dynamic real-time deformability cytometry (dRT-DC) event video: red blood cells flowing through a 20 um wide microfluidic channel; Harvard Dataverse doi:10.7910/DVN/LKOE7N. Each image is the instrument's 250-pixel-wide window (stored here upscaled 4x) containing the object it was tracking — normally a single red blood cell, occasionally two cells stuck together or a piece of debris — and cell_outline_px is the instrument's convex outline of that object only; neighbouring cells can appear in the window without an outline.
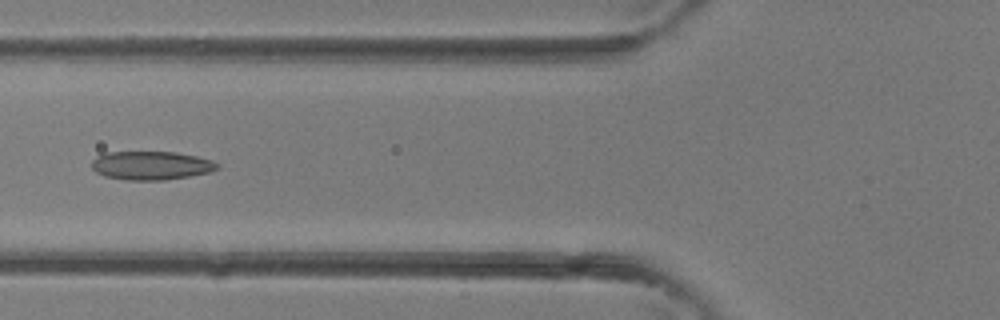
{"species": "common noctule bat (a hibernating species)", "species_latin": "Nyctalus noctula", "temperature_condition": "room temperature", "stored_images_in_passage": 4, "camera_frame_rate_fps": 3000, "um_per_image_px": 0.085, "animal": {"sex": "female"}, "frame": {"image": 1, "passage_image": 4, "time_ms": 1.0, "image_size_px": [1000, 320], "cell_outline_px": [[220, 168], [208, 172], [188, 176], [164, 180], [124, 180], [104, 176], [96, 172], [92, 168], [92, 160], [96, 156], [104, 152], [176, 152], [196, 156], [212, 160], [220, 164]], "centroid_in_image_um": [12.83, 14.06], "position_along_channel_um": 113.0, "area_um2": 21.04}}